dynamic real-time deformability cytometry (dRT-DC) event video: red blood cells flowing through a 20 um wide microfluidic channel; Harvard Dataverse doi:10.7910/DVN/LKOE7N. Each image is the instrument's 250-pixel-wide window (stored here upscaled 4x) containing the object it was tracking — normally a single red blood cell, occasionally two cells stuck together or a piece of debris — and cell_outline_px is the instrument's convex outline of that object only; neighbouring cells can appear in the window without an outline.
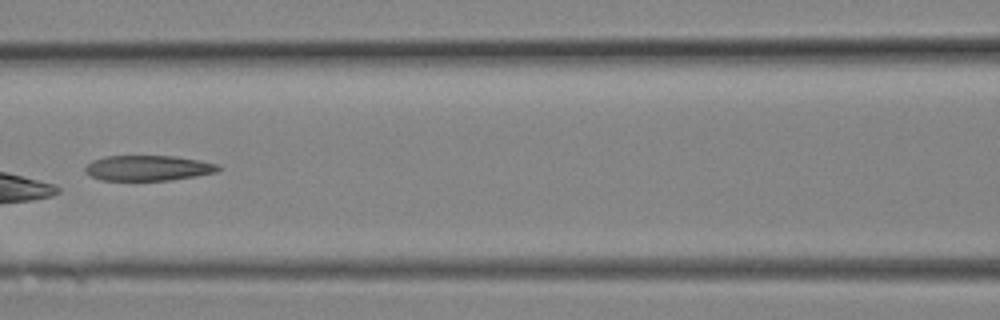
{"species": "Egyptian fruit bat (a non-hibernating species)", "species_latin": "Rousettus aegyptiacus", "temperature_condition": "room temperature", "stored_images_in_passage": 13, "camera_frame_rate_fps": 3000, "um_per_image_px": 0.085, "animal": {"sex": "female"}, "frame": {"image": 1, "passage_image": 10, "time_ms": 3.0, "image_size_px": [1000, 320], "cell_outline_px": [[220, 168], [216, 172], [196, 176], [172, 180], [100, 180], [84, 172], [84, 168], [92, 160], [104, 156], [176, 156], [200, 160], [220, 164]], "centroid_in_image_um": [12.59, 14.28], "position_along_channel_um": 154.0, "area_um2": 19.77}}
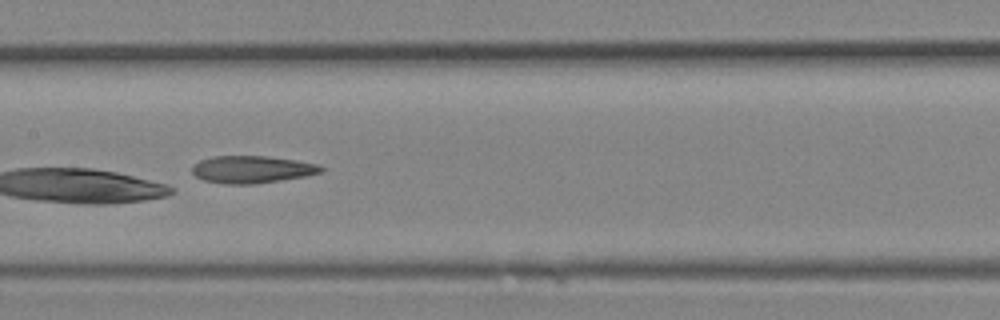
{"frame": {"image": 2, "passage_image": 11, "time_ms": 3.333, "image_size_px": [1000, 320], "cell_outline_px": [[324, 168], [320, 172], [304, 176], [256, 184], [224, 184], [204, 180], [196, 176], [192, 172], [192, 168], [200, 160], [216, 156], [264, 156], [296, 160], [316, 164]], "centroid_in_image_um": [21.39, 14.4], "position_along_channel_um": 186.0, "area_um2": 20.23}}